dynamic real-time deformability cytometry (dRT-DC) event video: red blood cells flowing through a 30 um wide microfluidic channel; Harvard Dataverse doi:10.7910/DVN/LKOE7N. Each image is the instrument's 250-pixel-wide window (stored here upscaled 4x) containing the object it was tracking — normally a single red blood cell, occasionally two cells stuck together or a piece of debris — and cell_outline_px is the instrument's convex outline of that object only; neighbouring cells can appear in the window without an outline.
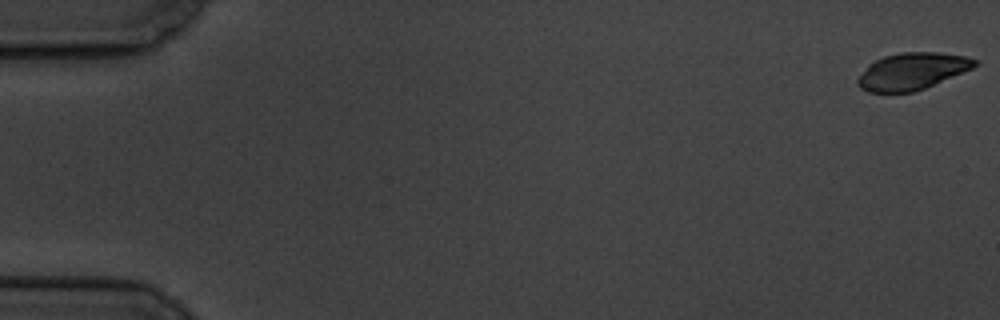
{"species": "common noctule bat (a hibernating species)", "species_latin": "Nyctalus noctula", "temperature_condition": "cold", "stored_images_in_passage": 58, "camera_frame_rate_fps": 3000, "um_per_image_px": 0.085, "animal": {"sex": "male", "body_mass_g": 19.5, "forearm_length_mm": 54.6}, "frame": {"image": 1, "passage_image": 1, "time_ms": 0.0, "image_size_px": [1000, 320], "cell_outline_px": [[976, 64], [972, 68], [924, 88], [912, 92], [868, 92], [860, 88], [856, 84], [856, 80], [868, 64], [884, 56], [900, 52], [940, 52], [964, 56], [976, 60]], "centroid_in_image_um": [77.47, 6.05], "position_along_channel_um": 7.5, "area_um2": 24.85}}
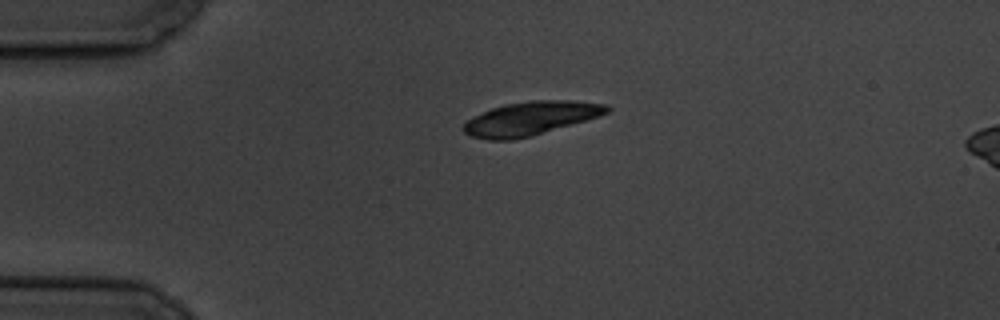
{"frame": {"image": 2, "passage_image": 14, "time_ms": 4.333, "image_size_px": [1000, 320], "cell_outline_px": [[612, 108], [608, 112], [584, 120], [532, 136], [512, 140], [488, 140], [472, 136], [464, 132], [464, 124], [468, 120], [492, 108], [504, 104], [528, 100], [568, 100], [608, 104]], "centroid_in_image_um": [45.1, 10.06], "position_along_channel_um": 39.9, "area_um2": 27.69}}
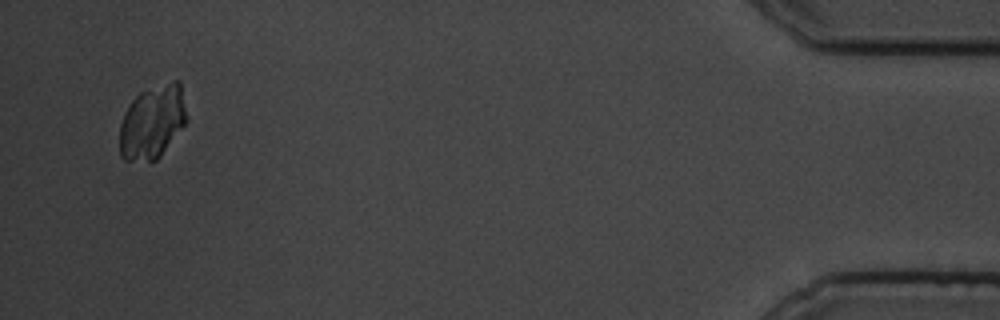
{"frame": {"image": 3, "passage_image": 56, "time_ms": 18.333, "image_size_px": [1000, 320], "cell_outline_px": [[188, 120], [160, 156], [156, 160], [124, 160], [120, 156], [120, 124], [124, 112], [132, 100], [140, 92], [172, 80], [180, 80]], "centroid_in_image_um": [12.96, 10.35], "position_along_channel_um": 422.2, "area_um2": 28.67}}